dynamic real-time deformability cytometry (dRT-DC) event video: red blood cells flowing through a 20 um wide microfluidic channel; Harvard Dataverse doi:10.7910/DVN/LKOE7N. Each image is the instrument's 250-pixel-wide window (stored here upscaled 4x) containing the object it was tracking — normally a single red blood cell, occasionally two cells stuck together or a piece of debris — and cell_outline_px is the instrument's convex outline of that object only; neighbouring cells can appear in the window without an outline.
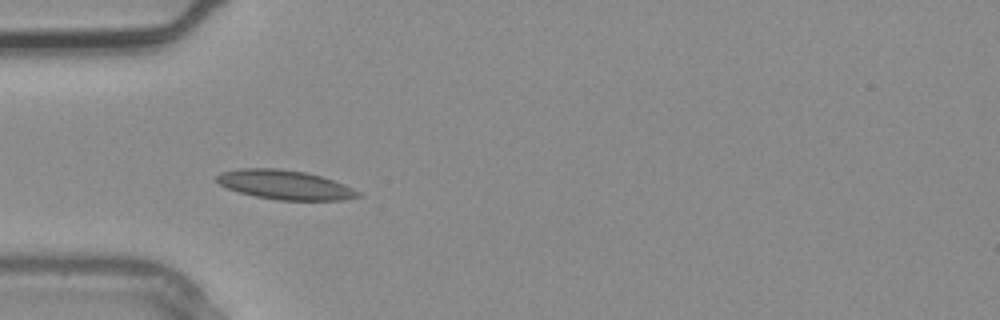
{"species": "common noctule bat (a hibernating species)", "species_latin": "Nyctalus noctula", "temperature_condition": "warm", "stored_images_in_passage": 3, "camera_frame_rate_fps": 3000, "um_per_image_px": 0.085, "animal": {"sex": "male", "body_mass_g": 20.4}, "frame": {"image": 1, "passage_image": 3, "time_ms": 0.667, "image_size_px": [1000, 320], "cell_outline_px": [[360, 196], [344, 200], [276, 200], [256, 196], [240, 192], [228, 188], [220, 184], [216, 180], [216, 176], [220, 172], [240, 168], [280, 168], [304, 172], [320, 176], [344, 184], [360, 192]], "centroid_in_image_um": [24.2, 15.7], "position_along_channel_um": 60.8, "area_um2": 23.99}}